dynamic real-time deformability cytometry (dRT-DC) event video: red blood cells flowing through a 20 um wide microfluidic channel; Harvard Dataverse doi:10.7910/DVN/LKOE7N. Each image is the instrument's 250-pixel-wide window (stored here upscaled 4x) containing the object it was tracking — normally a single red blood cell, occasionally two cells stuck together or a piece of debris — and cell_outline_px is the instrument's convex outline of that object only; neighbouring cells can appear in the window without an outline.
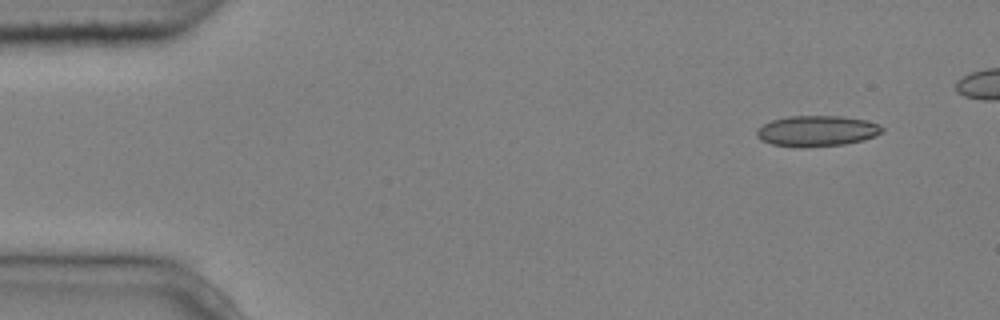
{"species": "common noctule bat (a hibernating species)", "species_latin": "Nyctalus noctula", "temperature_condition": "cold", "stored_images_in_passage": 6, "camera_frame_rate_fps": 3000, "um_per_image_px": 0.085, "animal": {"sex": "male", "body_mass_g": 20.4}, "frame": {"image": 1, "passage_image": 2, "time_ms": 0.333, "image_size_px": [1000, 320], "cell_outline_px": [[884, 132], [876, 136], [864, 140], [844, 144], [800, 148], [796, 148], [772, 144], [760, 140], [756, 136], [756, 128], [772, 120], [788, 116], [840, 116], [864, 120], [876, 124], [884, 128]], "centroid_in_image_um": [69.4, 11.15], "position_along_channel_um": 15.6, "area_um2": 22.66}}